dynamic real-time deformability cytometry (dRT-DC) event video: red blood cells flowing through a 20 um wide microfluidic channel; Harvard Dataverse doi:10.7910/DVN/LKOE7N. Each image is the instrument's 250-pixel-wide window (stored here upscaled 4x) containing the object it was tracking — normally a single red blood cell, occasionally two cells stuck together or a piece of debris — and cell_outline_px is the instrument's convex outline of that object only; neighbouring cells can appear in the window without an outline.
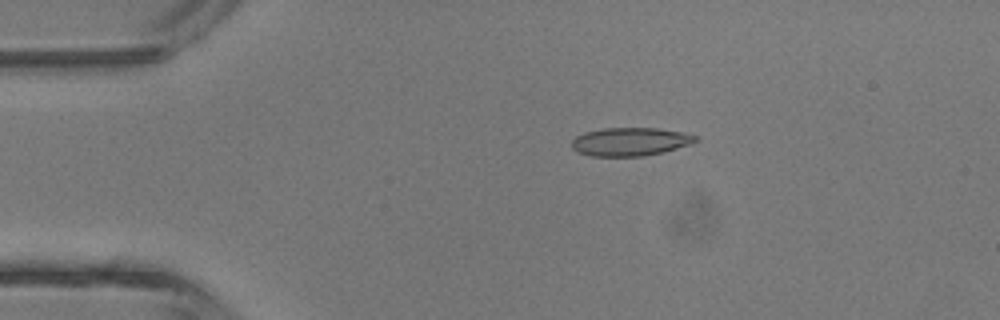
{"species": "common noctule bat (a hibernating species)", "species_latin": "Nyctalus noctula", "temperature_condition": "room temperature", "stored_images_in_passage": 5, "camera_frame_rate_fps": 3000, "um_per_image_px": 0.085, "animal": {"sex": "male", "body_mass_g": 13.3}, "frame": {"image": 1, "passage_image": 3, "time_ms": 2.667, "image_size_px": [1000, 320], "cell_outline_px": [[700, 140], [692, 144], [664, 152], [644, 156], [592, 156], [580, 152], [572, 148], [572, 140], [576, 136], [584, 132], [604, 128], [656, 128], [680, 132], [696, 136]], "centroid_in_image_um": [53.59, 12.04], "position_along_channel_um": 31.4, "area_um2": 20.4}}
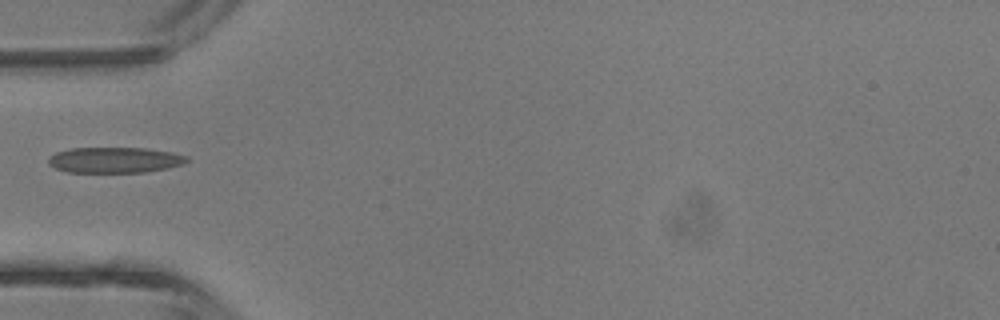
{"frame": {"image": 2, "passage_image": 5, "time_ms": 4.667, "image_size_px": [1000, 320], "cell_outline_px": [[188, 160], [184, 164], [168, 168], [144, 172], [68, 172], [56, 168], [48, 164], [48, 156], [56, 152], [72, 148], [144, 148], [172, 152], [188, 156]], "centroid_in_image_um": [9.75, 13.6], "position_along_channel_um": 75.2, "area_um2": 20.75}}